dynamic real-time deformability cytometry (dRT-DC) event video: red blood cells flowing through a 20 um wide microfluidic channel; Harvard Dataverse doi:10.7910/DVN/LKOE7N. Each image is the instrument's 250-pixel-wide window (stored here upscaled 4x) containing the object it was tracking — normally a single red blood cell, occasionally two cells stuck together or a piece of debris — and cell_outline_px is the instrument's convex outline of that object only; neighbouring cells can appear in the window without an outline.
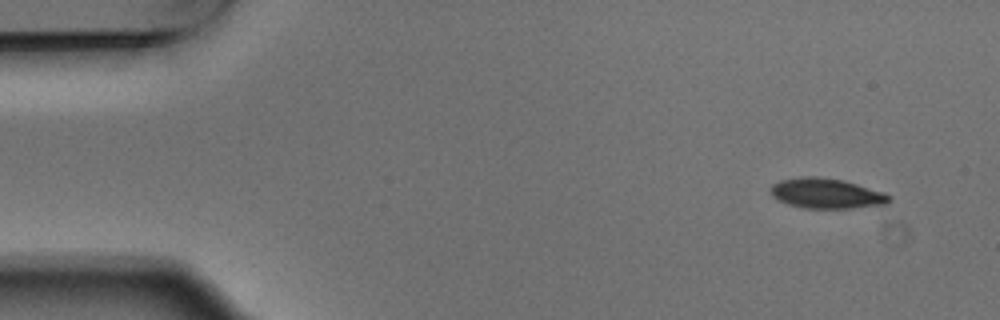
{"species": "Egyptian fruit bat (a non-hibernating species)", "species_latin": "Rousettus aegyptiacus", "temperature_condition": "warm", "stored_images_in_passage": 4, "camera_frame_rate_fps": 3000, "um_per_image_px": 0.085, "animal": {"sex": "male"}, "frame": {"image": 1, "passage_image": 1, "time_ms": 0.0, "image_size_px": [1000, 320], "cell_outline_px": [[892, 200], [888, 204], [852, 208], [804, 208], [788, 204], [772, 196], [772, 184], [780, 180], [800, 176], [816, 176], [844, 180], [892, 196]], "centroid_in_image_um": [70.25, 16.44], "position_along_channel_um": 14.8, "area_um2": 20.69}}
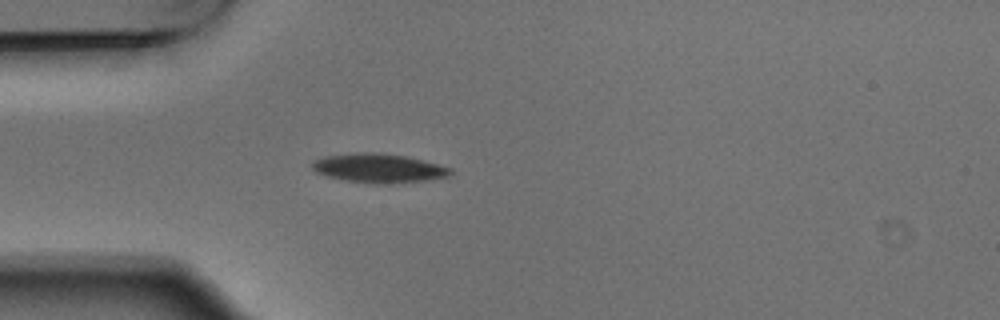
{"frame": {"image": 2, "passage_image": 4, "time_ms": 1.0, "image_size_px": [1000, 320], "cell_outline_px": [[452, 172], [448, 176], [424, 180], [380, 184], [376, 184], [348, 180], [328, 176], [316, 172], [312, 168], [312, 160], [324, 156], [356, 152], [376, 152], [404, 156], [424, 160], [452, 168]], "centroid_in_image_um": [32.16, 14.27], "position_along_channel_um": 52.8, "area_um2": 23.18}}